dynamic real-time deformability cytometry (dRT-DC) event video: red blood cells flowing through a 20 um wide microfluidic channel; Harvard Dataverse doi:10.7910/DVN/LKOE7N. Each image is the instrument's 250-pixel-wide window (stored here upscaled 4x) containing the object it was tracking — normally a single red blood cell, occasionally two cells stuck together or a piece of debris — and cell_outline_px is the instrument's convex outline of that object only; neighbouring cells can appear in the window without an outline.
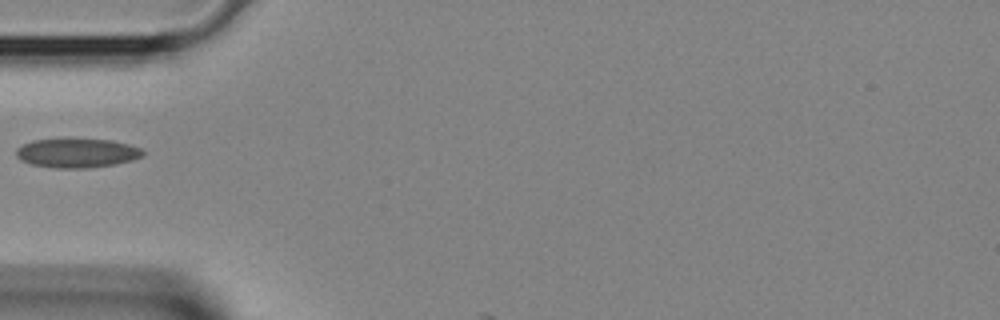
{"species": "Egyptian fruit bat (a non-hibernating species)", "species_latin": "Rousettus aegyptiacus", "temperature_condition": "room temperature", "stored_images_in_passage": 2, "camera_frame_rate_fps": 3000, "um_per_image_px": 0.085, "animal": {"sex": "female"}, "frame": {"image": 1, "passage_image": 1, "time_ms": 0.0, "image_size_px": [1000, 320], "cell_outline_px": [[144, 156], [132, 160], [116, 164], [88, 168], [56, 168], [32, 164], [20, 160], [16, 156], [16, 148], [32, 140], [112, 140], [128, 144], [140, 148], [144, 152]], "centroid_in_image_um": [6.55, 13.02], "position_along_channel_um": 78.4, "area_um2": 21.27}}